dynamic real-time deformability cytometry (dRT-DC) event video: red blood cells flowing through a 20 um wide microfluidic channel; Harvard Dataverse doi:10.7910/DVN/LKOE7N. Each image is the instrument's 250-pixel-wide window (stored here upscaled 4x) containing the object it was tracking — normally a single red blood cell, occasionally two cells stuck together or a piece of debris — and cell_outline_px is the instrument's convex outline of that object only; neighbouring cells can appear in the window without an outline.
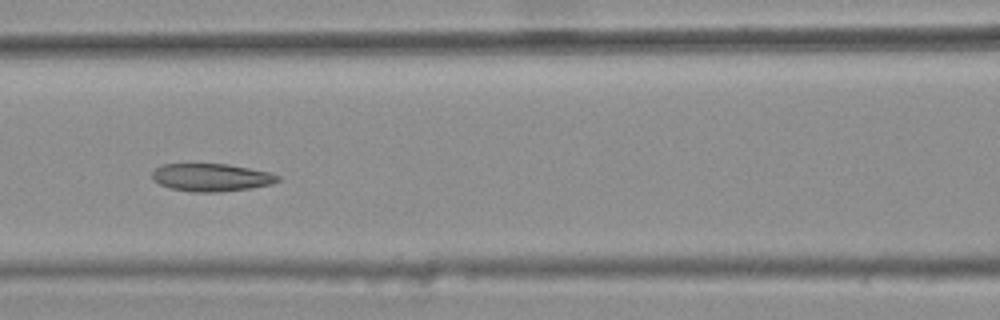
{"species": "common noctule bat (a hibernating species)", "species_latin": "Nyctalus noctula", "temperature_condition": "warm", "stored_images_in_passage": 10, "camera_frame_rate_fps": 3000, "um_per_image_px": 0.085, "animal": {"sex": "female", "body_mass_g": 25.1}, "frame": {"image": 1, "passage_image": 7, "time_ms": 2.0, "image_size_px": [1000, 320], "cell_outline_px": [[280, 180], [272, 184], [252, 188], [220, 192], [192, 192], [168, 188], [152, 180], [152, 172], [156, 168], [164, 164], [228, 164], [268, 172], [280, 176]], "centroid_in_image_um": [17.95, 15.09], "position_along_channel_um": 148.6, "area_um2": 20.4}}
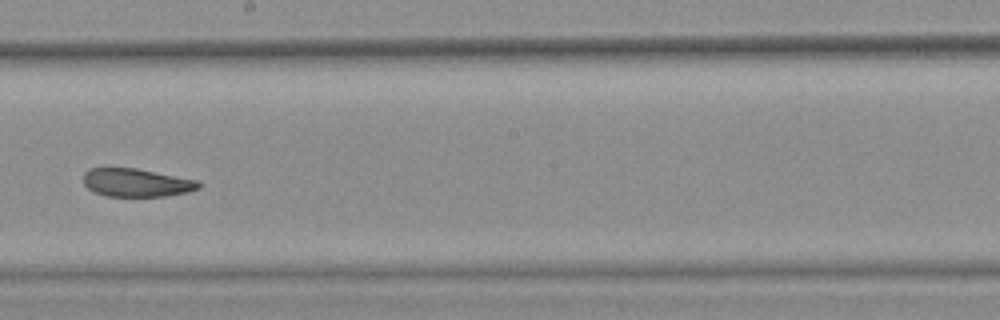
{"frame": {"image": 2, "passage_image": 9, "time_ms": 2.667, "image_size_px": [1000, 320], "cell_outline_px": [[204, 184], [200, 188], [188, 192], [164, 196], [104, 196], [88, 188], [84, 184], [84, 172], [88, 168], [136, 168], [200, 180]], "centroid_in_image_um": [11.65, 15.52], "position_along_channel_um": 236.5, "area_um2": 19.13}}
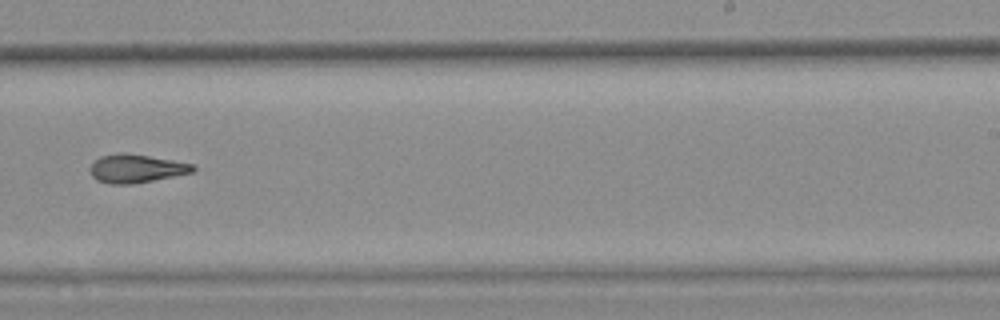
{"frame": {"image": 3, "passage_image": 10, "time_ms": 3.0, "image_size_px": [1000, 320], "cell_outline_px": [[196, 168], [192, 172], [132, 184], [112, 184], [96, 180], [92, 176], [88, 168], [100, 156], [120, 152], [124, 152], [172, 160], [192, 164]], "centroid_in_image_um": [11.52, 14.32], "position_along_channel_um": 277.5, "area_um2": 16.82}}